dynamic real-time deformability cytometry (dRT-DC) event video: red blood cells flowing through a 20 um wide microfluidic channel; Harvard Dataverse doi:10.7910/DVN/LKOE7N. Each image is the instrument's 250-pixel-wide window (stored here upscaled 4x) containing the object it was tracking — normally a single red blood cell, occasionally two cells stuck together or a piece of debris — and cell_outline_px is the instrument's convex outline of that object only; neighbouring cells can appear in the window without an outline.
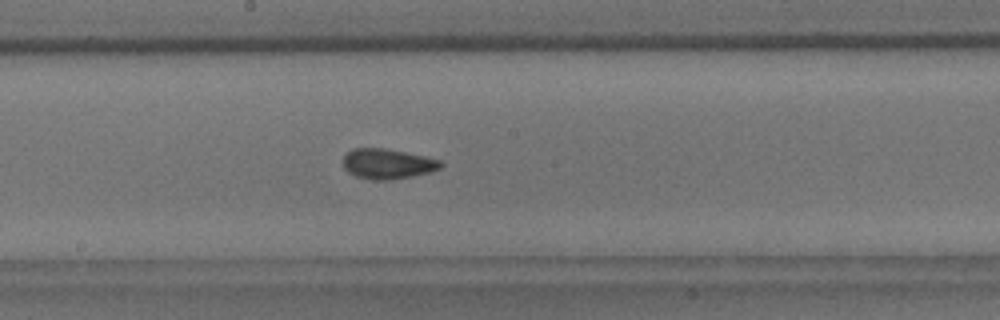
{"species": "common noctule bat (a hibernating species)", "species_latin": "Nyctalus noctula", "temperature_condition": "room temperature", "stored_images_in_passage": 41, "camera_frame_rate_fps": 3000, "um_per_image_px": 0.085, "animal": {"sex": "male", "body_mass_g": 18.8}, "frame": {"image": 1, "passage_image": 17, "time_ms": 5.333, "image_size_px": [1000, 320], "cell_outline_px": [[444, 164], [440, 168], [432, 172], [412, 176], [388, 180], [372, 180], [356, 176], [348, 172], [344, 168], [344, 156], [352, 148], [384, 148], [424, 156], [440, 160]], "centroid_in_image_um": [32.95, 13.93], "position_along_channel_um": 215.3, "area_um2": 17.11}}
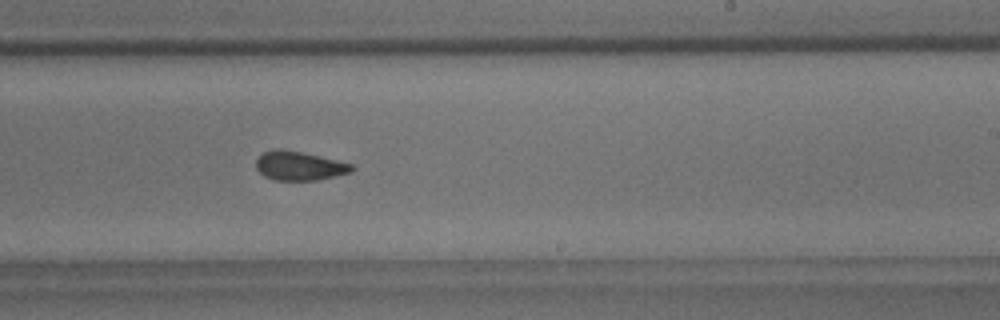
{"frame": {"image": 2, "passage_image": 21, "time_ms": 6.667, "image_size_px": [1000, 320], "cell_outline_px": [[356, 168], [352, 172], [336, 176], [316, 180], [276, 180], [264, 176], [256, 168], [256, 160], [264, 152], [272, 148], [284, 148], [336, 160], [352, 164]], "centroid_in_image_um": [25.44, 14.09], "position_along_channel_um": 263.6, "area_um2": 16.24}}
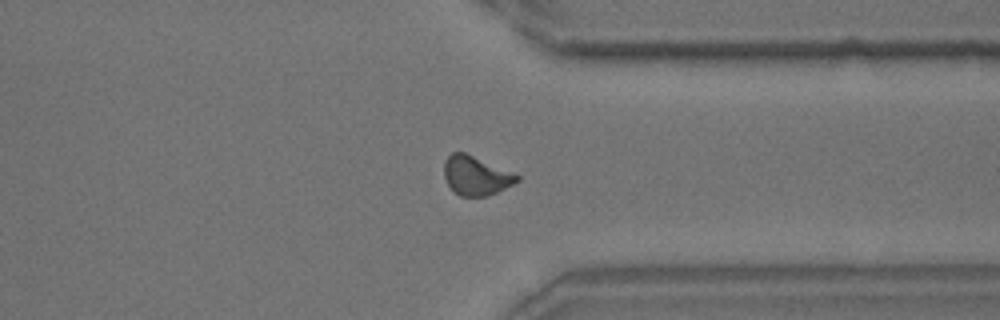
{"frame": {"image": 3, "passage_image": 30, "time_ms": 9.667, "image_size_px": [1000, 320], "cell_outline_px": [[520, 180], [488, 196], [460, 196], [448, 184], [444, 176], [444, 160], [452, 152], [464, 152], [520, 176]], "centroid_in_image_um": [40.43, 14.93], "position_along_channel_um": 371.0, "area_um2": 16.24}}